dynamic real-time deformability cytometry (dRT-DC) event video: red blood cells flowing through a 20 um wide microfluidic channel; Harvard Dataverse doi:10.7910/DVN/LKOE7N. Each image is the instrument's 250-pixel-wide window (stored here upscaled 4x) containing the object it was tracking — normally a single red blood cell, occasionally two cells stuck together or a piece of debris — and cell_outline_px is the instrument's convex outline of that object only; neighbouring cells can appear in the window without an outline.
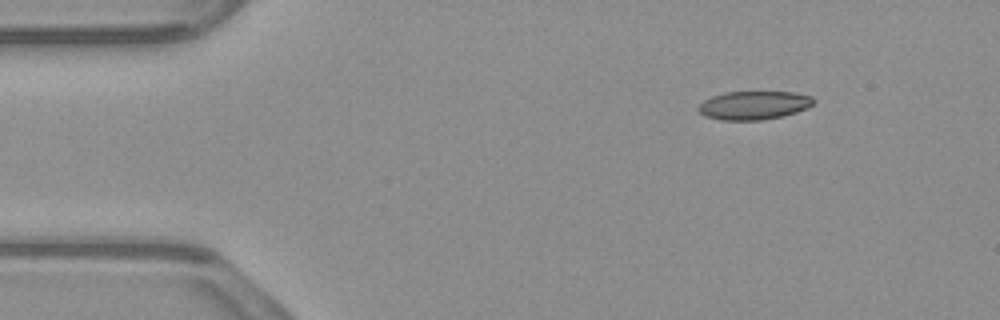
{"species": "common noctule bat (a hibernating species)", "species_latin": "Nyctalus noctula", "temperature_condition": "warm", "stored_images_in_passage": 47, "camera_frame_rate_fps": 3000, "um_per_image_px": 0.085, "animal": {"sex": "male", "body_mass_g": 23.1, "forearm_length_mm": 52.7}, "frame": {"image": 1, "passage_image": 1, "time_ms": 0.0, "image_size_px": [1000, 320], "cell_outline_px": [[816, 100], [812, 104], [796, 112], [784, 116], [764, 120], [720, 120], [704, 116], [696, 108], [704, 100], [712, 96], [724, 92], [792, 92], [812, 96]], "centroid_in_image_um": [64.05, 8.95], "position_along_channel_um": 20.9, "area_um2": 19.19}}
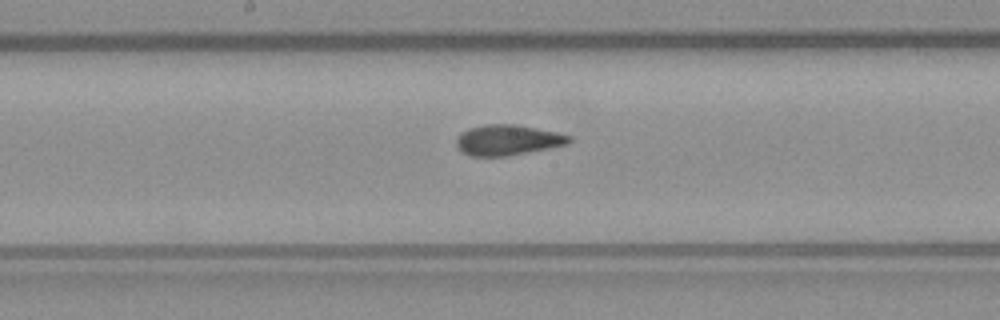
{"frame": {"image": 2, "passage_image": 21, "time_ms": 6.667, "image_size_px": [1000, 320], "cell_outline_px": [[572, 140], [568, 144], [508, 156], [472, 156], [464, 152], [456, 144], [456, 140], [460, 132], [468, 128], [484, 124], [516, 124], [556, 132], [572, 136]], "centroid_in_image_um": [43.16, 11.89], "position_along_channel_um": 205.0, "area_um2": 20.0}}
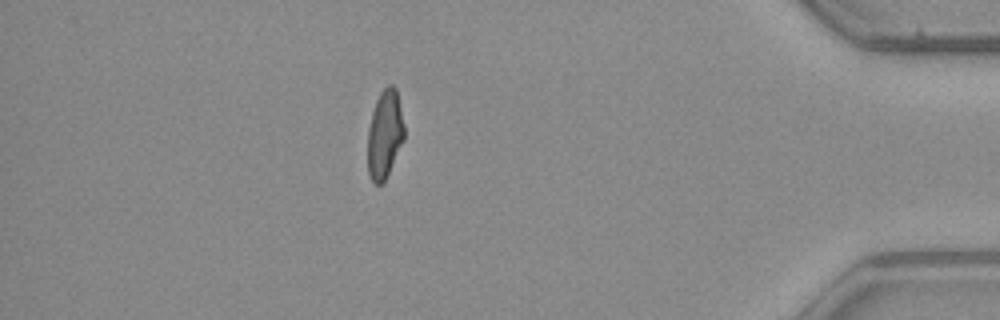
{"frame": {"image": 3, "passage_image": 40, "time_ms": 13.0, "image_size_px": [1000, 320], "cell_outline_px": [[404, 140], [384, 184], [376, 184], [372, 180], [368, 172], [368, 128], [372, 112], [376, 100], [380, 92], [388, 84], [392, 84], [396, 88], [404, 124]], "centroid_in_image_um": [32.71, 11.42], "position_along_channel_um": 402.5, "area_um2": 18.96}, "authors_computed_cell_mechanics": {"area_um2": 19.7676, "velocity_mm_per_s": 3.9247, "shape_relaxation_time_tau1_ms": null, "shape_relaxation_time_tau2_ms": 1.4449, "deformation_change_tau1": null, "deformation_change_tau2": 0.0737}}